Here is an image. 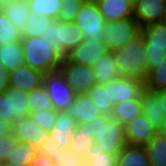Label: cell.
I'll use <instances>...</instances> for the list:
<instances>
[{
	"label": "cell",
	"instance_id": "obj_2",
	"mask_svg": "<svg viewBox=\"0 0 166 166\" xmlns=\"http://www.w3.org/2000/svg\"><path fill=\"white\" fill-rule=\"evenodd\" d=\"M114 55L121 77L144 81L148 72L145 58V42L142 34L122 48L115 49Z\"/></svg>",
	"mask_w": 166,
	"mask_h": 166
},
{
	"label": "cell",
	"instance_id": "obj_16",
	"mask_svg": "<svg viewBox=\"0 0 166 166\" xmlns=\"http://www.w3.org/2000/svg\"><path fill=\"white\" fill-rule=\"evenodd\" d=\"M77 126L76 119L69 115L66 111H57V118L50 136L63 149L68 150L71 144L73 134Z\"/></svg>",
	"mask_w": 166,
	"mask_h": 166
},
{
	"label": "cell",
	"instance_id": "obj_45",
	"mask_svg": "<svg viewBox=\"0 0 166 166\" xmlns=\"http://www.w3.org/2000/svg\"><path fill=\"white\" fill-rule=\"evenodd\" d=\"M27 166H55L54 162L37 152L33 160Z\"/></svg>",
	"mask_w": 166,
	"mask_h": 166
},
{
	"label": "cell",
	"instance_id": "obj_41",
	"mask_svg": "<svg viewBox=\"0 0 166 166\" xmlns=\"http://www.w3.org/2000/svg\"><path fill=\"white\" fill-rule=\"evenodd\" d=\"M17 138L10 131L8 134L0 137V163H4L6 157L17 143Z\"/></svg>",
	"mask_w": 166,
	"mask_h": 166
},
{
	"label": "cell",
	"instance_id": "obj_7",
	"mask_svg": "<svg viewBox=\"0 0 166 166\" xmlns=\"http://www.w3.org/2000/svg\"><path fill=\"white\" fill-rule=\"evenodd\" d=\"M59 70L76 94L87 93L97 84L92 66L68 62L64 58Z\"/></svg>",
	"mask_w": 166,
	"mask_h": 166
},
{
	"label": "cell",
	"instance_id": "obj_33",
	"mask_svg": "<svg viewBox=\"0 0 166 166\" xmlns=\"http://www.w3.org/2000/svg\"><path fill=\"white\" fill-rule=\"evenodd\" d=\"M52 20L53 19L51 18L43 16L34 17L33 14L30 13L26 25L21 32L22 37H42L44 35L46 28L48 27V24Z\"/></svg>",
	"mask_w": 166,
	"mask_h": 166
},
{
	"label": "cell",
	"instance_id": "obj_29",
	"mask_svg": "<svg viewBox=\"0 0 166 166\" xmlns=\"http://www.w3.org/2000/svg\"><path fill=\"white\" fill-rule=\"evenodd\" d=\"M34 17L43 16L58 19L62 7L61 0H27Z\"/></svg>",
	"mask_w": 166,
	"mask_h": 166
},
{
	"label": "cell",
	"instance_id": "obj_47",
	"mask_svg": "<svg viewBox=\"0 0 166 166\" xmlns=\"http://www.w3.org/2000/svg\"><path fill=\"white\" fill-rule=\"evenodd\" d=\"M11 131V125L6 121L0 120V137Z\"/></svg>",
	"mask_w": 166,
	"mask_h": 166
},
{
	"label": "cell",
	"instance_id": "obj_11",
	"mask_svg": "<svg viewBox=\"0 0 166 166\" xmlns=\"http://www.w3.org/2000/svg\"><path fill=\"white\" fill-rule=\"evenodd\" d=\"M145 90L144 81L120 77L109 81V94L113 104L141 98Z\"/></svg>",
	"mask_w": 166,
	"mask_h": 166
},
{
	"label": "cell",
	"instance_id": "obj_9",
	"mask_svg": "<svg viewBox=\"0 0 166 166\" xmlns=\"http://www.w3.org/2000/svg\"><path fill=\"white\" fill-rule=\"evenodd\" d=\"M109 48L105 42L83 40L77 47L69 52L65 59L81 65L93 66L97 61L108 54Z\"/></svg>",
	"mask_w": 166,
	"mask_h": 166
},
{
	"label": "cell",
	"instance_id": "obj_20",
	"mask_svg": "<svg viewBox=\"0 0 166 166\" xmlns=\"http://www.w3.org/2000/svg\"><path fill=\"white\" fill-rule=\"evenodd\" d=\"M0 10L21 32L31 13L27 0H9Z\"/></svg>",
	"mask_w": 166,
	"mask_h": 166
},
{
	"label": "cell",
	"instance_id": "obj_24",
	"mask_svg": "<svg viewBox=\"0 0 166 166\" xmlns=\"http://www.w3.org/2000/svg\"><path fill=\"white\" fill-rule=\"evenodd\" d=\"M142 96L141 98L127 100L117 103L113 106L111 117L119 123L125 125L133 118L142 114Z\"/></svg>",
	"mask_w": 166,
	"mask_h": 166
},
{
	"label": "cell",
	"instance_id": "obj_48",
	"mask_svg": "<svg viewBox=\"0 0 166 166\" xmlns=\"http://www.w3.org/2000/svg\"><path fill=\"white\" fill-rule=\"evenodd\" d=\"M159 134L166 136V117L164 118L163 122H162V126L158 131Z\"/></svg>",
	"mask_w": 166,
	"mask_h": 166
},
{
	"label": "cell",
	"instance_id": "obj_39",
	"mask_svg": "<svg viewBox=\"0 0 166 166\" xmlns=\"http://www.w3.org/2000/svg\"><path fill=\"white\" fill-rule=\"evenodd\" d=\"M37 151L54 162L59 159L66 150L61 148L56 141H54V138L50 136L43 145L39 146Z\"/></svg>",
	"mask_w": 166,
	"mask_h": 166
},
{
	"label": "cell",
	"instance_id": "obj_10",
	"mask_svg": "<svg viewBox=\"0 0 166 166\" xmlns=\"http://www.w3.org/2000/svg\"><path fill=\"white\" fill-rule=\"evenodd\" d=\"M133 8V17L141 27L165 21L166 0H135Z\"/></svg>",
	"mask_w": 166,
	"mask_h": 166
},
{
	"label": "cell",
	"instance_id": "obj_35",
	"mask_svg": "<svg viewBox=\"0 0 166 166\" xmlns=\"http://www.w3.org/2000/svg\"><path fill=\"white\" fill-rule=\"evenodd\" d=\"M30 112L53 109L51 99L43 85L29 92Z\"/></svg>",
	"mask_w": 166,
	"mask_h": 166
},
{
	"label": "cell",
	"instance_id": "obj_36",
	"mask_svg": "<svg viewBox=\"0 0 166 166\" xmlns=\"http://www.w3.org/2000/svg\"><path fill=\"white\" fill-rule=\"evenodd\" d=\"M29 117L39 127L50 132L55 124L57 111L54 109L34 111L30 112Z\"/></svg>",
	"mask_w": 166,
	"mask_h": 166
},
{
	"label": "cell",
	"instance_id": "obj_14",
	"mask_svg": "<svg viewBox=\"0 0 166 166\" xmlns=\"http://www.w3.org/2000/svg\"><path fill=\"white\" fill-rule=\"evenodd\" d=\"M84 40V34L74 22L57 19V41L59 53L65 58L66 55Z\"/></svg>",
	"mask_w": 166,
	"mask_h": 166
},
{
	"label": "cell",
	"instance_id": "obj_13",
	"mask_svg": "<svg viewBox=\"0 0 166 166\" xmlns=\"http://www.w3.org/2000/svg\"><path fill=\"white\" fill-rule=\"evenodd\" d=\"M44 73L27 64L9 71V87L29 93L43 85Z\"/></svg>",
	"mask_w": 166,
	"mask_h": 166
},
{
	"label": "cell",
	"instance_id": "obj_46",
	"mask_svg": "<svg viewBox=\"0 0 166 166\" xmlns=\"http://www.w3.org/2000/svg\"><path fill=\"white\" fill-rule=\"evenodd\" d=\"M159 95V102H161V108L166 116V90L156 92Z\"/></svg>",
	"mask_w": 166,
	"mask_h": 166
},
{
	"label": "cell",
	"instance_id": "obj_25",
	"mask_svg": "<svg viewBox=\"0 0 166 166\" xmlns=\"http://www.w3.org/2000/svg\"><path fill=\"white\" fill-rule=\"evenodd\" d=\"M21 41L11 42L0 47V63L8 71L24 64V55Z\"/></svg>",
	"mask_w": 166,
	"mask_h": 166
},
{
	"label": "cell",
	"instance_id": "obj_21",
	"mask_svg": "<svg viewBox=\"0 0 166 166\" xmlns=\"http://www.w3.org/2000/svg\"><path fill=\"white\" fill-rule=\"evenodd\" d=\"M145 49L166 50V23L158 22L141 27Z\"/></svg>",
	"mask_w": 166,
	"mask_h": 166
},
{
	"label": "cell",
	"instance_id": "obj_19",
	"mask_svg": "<svg viewBox=\"0 0 166 166\" xmlns=\"http://www.w3.org/2000/svg\"><path fill=\"white\" fill-rule=\"evenodd\" d=\"M97 83L104 84L120 78L121 74L113 51L100 58L92 66Z\"/></svg>",
	"mask_w": 166,
	"mask_h": 166
},
{
	"label": "cell",
	"instance_id": "obj_22",
	"mask_svg": "<svg viewBox=\"0 0 166 166\" xmlns=\"http://www.w3.org/2000/svg\"><path fill=\"white\" fill-rule=\"evenodd\" d=\"M91 133L92 129L88 126V123L77 124L68 150L74 155L85 158L94 143Z\"/></svg>",
	"mask_w": 166,
	"mask_h": 166
},
{
	"label": "cell",
	"instance_id": "obj_23",
	"mask_svg": "<svg viewBox=\"0 0 166 166\" xmlns=\"http://www.w3.org/2000/svg\"><path fill=\"white\" fill-rule=\"evenodd\" d=\"M117 166H150L145 147L127 144L117 154Z\"/></svg>",
	"mask_w": 166,
	"mask_h": 166
},
{
	"label": "cell",
	"instance_id": "obj_31",
	"mask_svg": "<svg viewBox=\"0 0 166 166\" xmlns=\"http://www.w3.org/2000/svg\"><path fill=\"white\" fill-rule=\"evenodd\" d=\"M88 166H117V155L106 153L98 144L93 143L85 156Z\"/></svg>",
	"mask_w": 166,
	"mask_h": 166
},
{
	"label": "cell",
	"instance_id": "obj_40",
	"mask_svg": "<svg viewBox=\"0 0 166 166\" xmlns=\"http://www.w3.org/2000/svg\"><path fill=\"white\" fill-rule=\"evenodd\" d=\"M55 166H88L85 158L74 155L71 151L66 150L61 157L54 161Z\"/></svg>",
	"mask_w": 166,
	"mask_h": 166
},
{
	"label": "cell",
	"instance_id": "obj_30",
	"mask_svg": "<svg viewBox=\"0 0 166 166\" xmlns=\"http://www.w3.org/2000/svg\"><path fill=\"white\" fill-rule=\"evenodd\" d=\"M144 84L145 89L153 92L166 89V59L155 68L148 70Z\"/></svg>",
	"mask_w": 166,
	"mask_h": 166
},
{
	"label": "cell",
	"instance_id": "obj_26",
	"mask_svg": "<svg viewBox=\"0 0 166 166\" xmlns=\"http://www.w3.org/2000/svg\"><path fill=\"white\" fill-rule=\"evenodd\" d=\"M86 94L89 96L92 102H94L102 115H111L114 104L110 99L109 82L104 84L97 83Z\"/></svg>",
	"mask_w": 166,
	"mask_h": 166
},
{
	"label": "cell",
	"instance_id": "obj_4",
	"mask_svg": "<svg viewBox=\"0 0 166 166\" xmlns=\"http://www.w3.org/2000/svg\"><path fill=\"white\" fill-rule=\"evenodd\" d=\"M74 23L83 32L85 41L104 42L106 21L95 1H84Z\"/></svg>",
	"mask_w": 166,
	"mask_h": 166
},
{
	"label": "cell",
	"instance_id": "obj_5",
	"mask_svg": "<svg viewBox=\"0 0 166 166\" xmlns=\"http://www.w3.org/2000/svg\"><path fill=\"white\" fill-rule=\"evenodd\" d=\"M43 86L55 111H66L69 105L74 102L76 93L60 70L44 74Z\"/></svg>",
	"mask_w": 166,
	"mask_h": 166
},
{
	"label": "cell",
	"instance_id": "obj_8",
	"mask_svg": "<svg viewBox=\"0 0 166 166\" xmlns=\"http://www.w3.org/2000/svg\"><path fill=\"white\" fill-rule=\"evenodd\" d=\"M11 131L18 141L26 142L37 149L50 137V132L39 127L29 116L17 119L11 125Z\"/></svg>",
	"mask_w": 166,
	"mask_h": 166
},
{
	"label": "cell",
	"instance_id": "obj_44",
	"mask_svg": "<svg viewBox=\"0 0 166 166\" xmlns=\"http://www.w3.org/2000/svg\"><path fill=\"white\" fill-rule=\"evenodd\" d=\"M9 88V71L0 63V94Z\"/></svg>",
	"mask_w": 166,
	"mask_h": 166
},
{
	"label": "cell",
	"instance_id": "obj_12",
	"mask_svg": "<svg viewBox=\"0 0 166 166\" xmlns=\"http://www.w3.org/2000/svg\"><path fill=\"white\" fill-rule=\"evenodd\" d=\"M158 131L142 113L124 125L126 144L145 146Z\"/></svg>",
	"mask_w": 166,
	"mask_h": 166
},
{
	"label": "cell",
	"instance_id": "obj_28",
	"mask_svg": "<svg viewBox=\"0 0 166 166\" xmlns=\"http://www.w3.org/2000/svg\"><path fill=\"white\" fill-rule=\"evenodd\" d=\"M37 148L22 141H17L6 157L5 162L12 165L27 166L37 154Z\"/></svg>",
	"mask_w": 166,
	"mask_h": 166
},
{
	"label": "cell",
	"instance_id": "obj_6",
	"mask_svg": "<svg viewBox=\"0 0 166 166\" xmlns=\"http://www.w3.org/2000/svg\"><path fill=\"white\" fill-rule=\"evenodd\" d=\"M104 42L107 44L110 51L122 48L130 41L141 34V26L137 20L125 18L107 22L104 29Z\"/></svg>",
	"mask_w": 166,
	"mask_h": 166
},
{
	"label": "cell",
	"instance_id": "obj_3",
	"mask_svg": "<svg viewBox=\"0 0 166 166\" xmlns=\"http://www.w3.org/2000/svg\"><path fill=\"white\" fill-rule=\"evenodd\" d=\"M92 129V139L106 153L117 155L127 144L124 135V125L111 116L101 115L95 121L89 122Z\"/></svg>",
	"mask_w": 166,
	"mask_h": 166
},
{
	"label": "cell",
	"instance_id": "obj_34",
	"mask_svg": "<svg viewBox=\"0 0 166 166\" xmlns=\"http://www.w3.org/2000/svg\"><path fill=\"white\" fill-rule=\"evenodd\" d=\"M21 31L0 10V47L8 45L11 42L21 41Z\"/></svg>",
	"mask_w": 166,
	"mask_h": 166
},
{
	"label": "cell",
	"instance_id": "obj_18",
	"mask_svg": "<svg viewBox=\"0 0 166 166\" xmlns=\"http://www.w3.org/2000/svg\"><path fill=\"white\" fill-rule=\"evenodd\" d=\"M142 111L152 126L159 131L166 116L162 111L159 95L156 92L144 90L142 94Z\"/></svg>",
	"mask_w": 166,
	"mask_h": 166
},
{
	"label": "cell",
	"instance_id": "obj_1",
	"mask_svg": "<svg viewBox=\"0 0 166 166\" xmlns=\"http://www.w3.org/2000/svg\"><path fill=\"white\" fill-rule=\"evenodd\" d=\"M24 64L46 74L59 70L64 57L39 36L22 37Z\"/></svg>",
	"mask_w": 166,
	"mask_h": 166
},
{
	"label": "cell",
	"instance_id": "obj_38",
	"mask_svg": "<svg viewBox=\"0 0 166 166\" xmlns=\"http://www.w3.org/2000/svg\"><path fill=\"white\" fill-rule=\"evenodd\" d=\"M0 120L6 121L10 125L15 122V112H13L12 94H0Z\"/></svg>",
	"mask_w": 166,
	"mask_h": 166
},
{
	"label": "cell",
	"instance_id": "obj_43",
	"mask_svg": "<svg viewBox=\"0 0 166 166\" xmlns=\"http://www.w3.org/2000/svg\"><path fill=\"white\" fill-rule=\"evenodd\" d=\"M145 58L147 60V68L151 70L158 66L163 59H166V50L156 51L146 49Z\"/></svg>",
	"mask_w": 166,
	"mask_h": 166
},
{
	"label": "cell",
	"instance_id": "obj_15",
	"mask_svg": "<svg viewBox=\"0 0 166 166\" xmlns=\"http://www.w3.org/2000/svg\"><path fill=\"white\" fill-rule=\"evenodd\" d=\"M66 112L76 119L77 124H87L102 115L86 93L76 94Z\"/></svg>",
	"mask_w": 166,
	"mask_h": 166
},
{
	"label": "cell",
	"instance_id": "obj_37",
	"mask_svg": "<svg viewBox=\"0 0 166 166\" xmlns=\"http://www.w3.org/2000/svg\"><path fill=\"white\" fill-rule=\"evenodd\" d=\"M85 0H61L58 20L74 22Z\"/></svg>",
	"mask_w": 166,
	"mask_h": 166
},
{
	"label": "cell",
	"instance_id": "obj_42",
	"mask_svg": "<svg viewBox=\"0 0 166 166\" xmlns=\"http://www.w3.org/2000/svg\"><path fill=\"white\" fill-rule=\"evenodd\" d=\"M45 39L50 46L59 52V42L57 41V19H53L46 28L44 35L41 37Z\"/></svg>",
	"mask_w": 166,
	"mask_h": 166
},
{
	"label": "cell",
	"instance_id": "obj_17",
	"mask_svg": "<svg viewBox=\"0 0 166 166\" xmlns=\"http://www.w3.org/2000/svg\"><path fill=\"white\" fill-rule=\"evenodd\" d=\"M95 2L106 23L134 16L131 0H96Z\"/></svg>",
	"mask_w": 166,
	"mask_h": 166
},
{
	"label": "cell",
	"instance_id": "obj_27",
	"mask_svg": "<svg viewBox=\"0 0 166 166\" xmlns=\"http://www.w3.org/2000/svg\"><path fill=\"white\" fill-rule=\"evenodd\" d=\"M144 147L150 166H166V136L157 133Z\"/></svg>",
	"mask_w": 166,
	"mask_h": 166
},
{
	"label": "cell",
	"instance_id": "obj_32",
	"mask_svg": "<svg viewBox=\"0 0 166 166\" xmlns=\"http://www.w3.org/2000/svg\"><path fill=\"white\" fill-rule=\"evenodd\" d=\"M6 94H12L13 112H15V121L22 117H28L30 114L29 93L9 87Z\"/></svg>",
	"mask_w": 166,
	"mask_h": 166
},
{
	"label": "cell",
	"instance_id": "obj_49",
	"mask_svg": "<svg viewBox=\"0 0 166 166\" xmlns=\"http://www.w3.org/2000/svg\"><path fill=\"white\" fill-rule=\"evenodd\" d=\"M9 0H0V9L8 2Z\"/></svg>",
	"mask_w": 166,
	"mask_h": 166
},
{
	"label": "cell",
	"instance_id": "obj_50",
	"mask_svg": "<svg viewBox=\"0 0 166 166\" xmlns=\"http://www.w3.org/2000/svg\"><path fill=\"white\" fill-rule=\"evenodd\" d=\"M0 166H18V165H12L11 163H0Z\"/></svg>",
	"mask_w": 166,
	"mask_h": 166
}]
</instances>
